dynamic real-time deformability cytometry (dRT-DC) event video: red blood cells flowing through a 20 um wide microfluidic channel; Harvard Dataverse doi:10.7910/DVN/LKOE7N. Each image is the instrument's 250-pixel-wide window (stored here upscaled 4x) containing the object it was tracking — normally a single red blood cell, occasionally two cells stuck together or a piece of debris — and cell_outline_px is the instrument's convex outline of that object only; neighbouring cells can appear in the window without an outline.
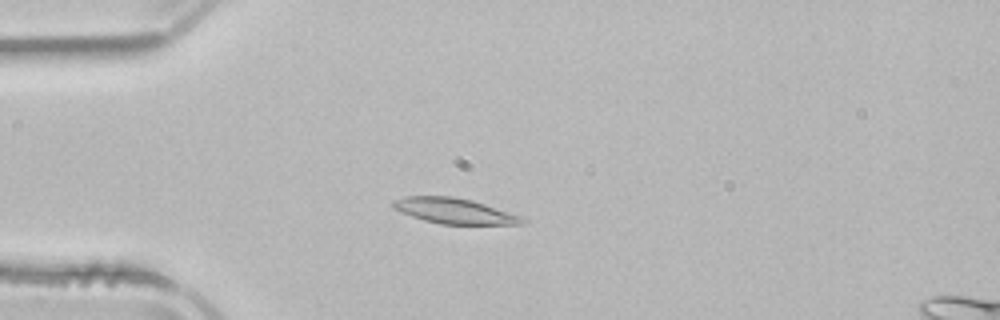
{"species": "common noctule bat (a hibernating species)", "species_latin": "Nyctalus noctula", "temperature_condition": "room temperature", "stored_images_in_passage": 3, "camera_frame_rate_fps": 3000, "um_per_image_px": 0.085, "animal": {"sex": "male", "body_mass_g": 21.5, "forearm_length_mm": 52.0}, "frame": {"image": 1, "passage_image": 3, "time_ms": 2.667, "image_size_px": [1000, 320], "cell_outline_px": [[524, 224], [440, 224], [424, 220], [400, 212], [392, 208], [392, 200], [404, 196], [452, 196], [472, 200], [520, 216], [524, 220]], "centroid_in_image_um": [38.53, 17.92], "position_along_channel_um": 46.5, "area_um2": 19.02}}